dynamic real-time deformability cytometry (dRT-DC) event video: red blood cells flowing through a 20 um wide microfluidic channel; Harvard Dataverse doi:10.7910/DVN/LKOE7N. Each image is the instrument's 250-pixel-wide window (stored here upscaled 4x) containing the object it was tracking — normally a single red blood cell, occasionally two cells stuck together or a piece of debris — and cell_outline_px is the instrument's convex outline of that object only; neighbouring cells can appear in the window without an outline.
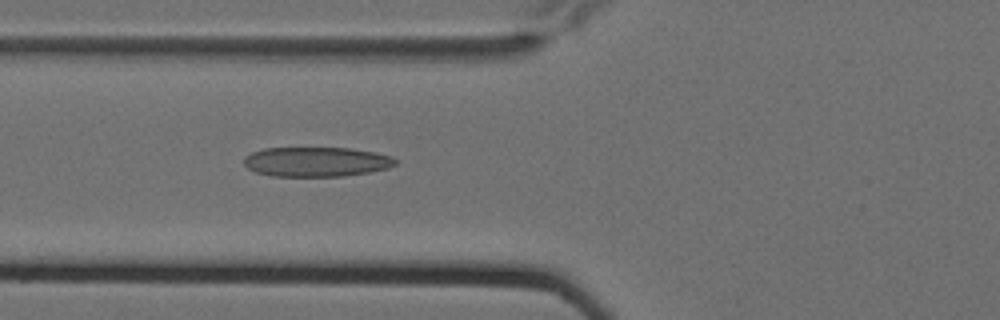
{"species": "Egyptian fruit bat (a non-hibernating species)", "species_latin": "Rousettus aegyptiacus", "temperature_condition": "cold", "stored_images_in_passage": 6, "camera_frame_rate_fps": 3000, "um_per_image_px": 0.085, "animal": {"sex": "female"}, "frame": {"image": 1, "passage_image": 6, "time_ms": 1.667, "image_size_px": [1000, 320], "cell_outline_px": [[396, 164], [388, 168], [368, 172], [344, 176], [272, 176], [256, 172], [248, 168], [244, 164], [244, 156], [252, 152], [264, 148], [348, 148], [376, 152], [392, 156], [396, 160]], "centroid_in_image_um": [26.88, 13.75], "position_along_channel_um": 98.9, "area_um2": 26.18}}